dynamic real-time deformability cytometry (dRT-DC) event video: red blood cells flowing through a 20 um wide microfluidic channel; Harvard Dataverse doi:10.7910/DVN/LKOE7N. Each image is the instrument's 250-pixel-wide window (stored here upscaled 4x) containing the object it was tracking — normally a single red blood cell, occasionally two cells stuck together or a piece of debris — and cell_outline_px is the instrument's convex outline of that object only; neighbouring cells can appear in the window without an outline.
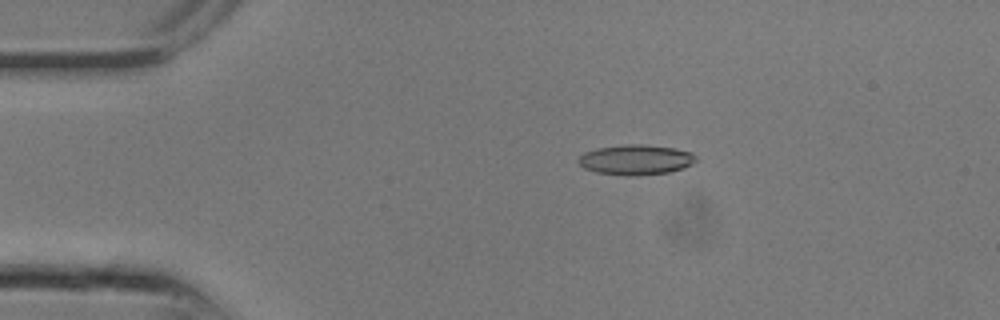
{"species": "common noctule bat (a hibernating species)", "species_latin": "Nyctalus noctula", "temperature_condition": "room temperature", "stored_images_in_passage": 7, "camera_frame_rate_fps": 3000, "um_per_image_px": 0.085, "animal": {"sex": "male", "body_mass_g": 13.3}, "frame": {"image": 1, "passage_image": 1, "time_ms": 0.0, "image_size_px": [1000, 320], "cell_outline_px": [[696, 160], [692, 164], [684, 168], [668, 172], [632, 176], [624, 176], [596, 172], [584, 168], [576, 160], [584, 152], [596, 148], [624, 144], [644, 144], [676, 148], [692, 152], [696, 156]], "centroid_in_image_um": [54.04, 13.57], "position_along_channel_um": 31.0, "area_um2": 20.87}}
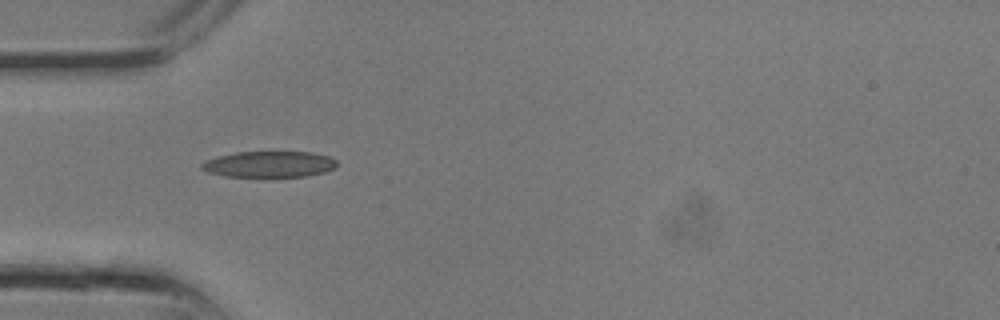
{"frame": {"image": 2, "passage_image": 4, "time_ms": 1.0, "image_size_px": [1000, 320], "cell_outline_px": [[336, 168], [324, 172], [308, 176], [224, 176], [208, 172], [200, 168], [200, 164], [204, 160], [236, 152], [312, 152], [328, 156], [336, 160]], "centroid_in_image_um": [22.88, 13.95], "position_along_channel_um": 62.1, "area_um2": 20.46}}
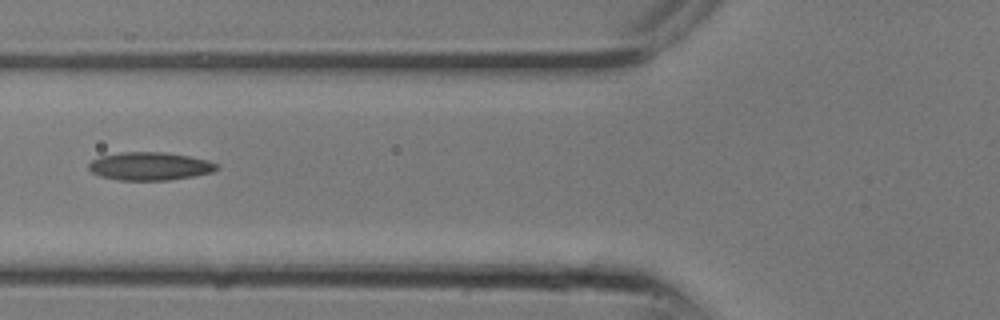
{"frame": {"image": 3, "passage_image": 6, "time_ms": 1.667, "image_size_px": [1000, 320], "cell_outline_px": [[220, 168], [212, 172], [192, 176], [168, 180], [116, 180], [100, 176], [92, 172], [88, 168], [88, 164], [92, 160], [100, 156], [120, 152], [164, 152], [188, 156], [208, 160], [216, 164]], "centroid_in_image_um": [12.71, 14.12], "position_along_channel_um": 113.1, "area_um2": 20.92}}